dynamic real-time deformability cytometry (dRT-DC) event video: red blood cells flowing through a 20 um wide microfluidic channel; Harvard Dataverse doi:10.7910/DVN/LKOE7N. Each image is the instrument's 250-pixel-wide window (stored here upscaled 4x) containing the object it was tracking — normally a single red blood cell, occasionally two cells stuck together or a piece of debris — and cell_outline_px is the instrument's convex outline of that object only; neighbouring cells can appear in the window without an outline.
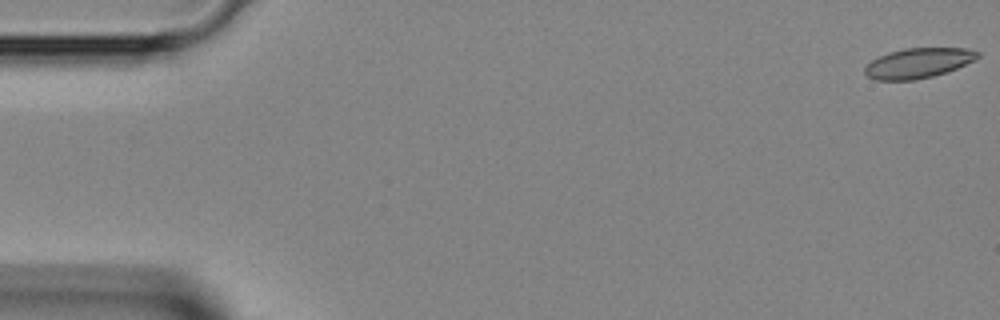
{"species": "Egyptian fruit bat (a non-hibernating species)", "species_latin": "Rousettus aegyptiacus", "temperature_condition": "room temperature", "stored_images_in_passage": 44, "camera_frame_rate_fps": 3000, "um_per_image_px": 0.085, "animal": {"sex": "female"}, "frame": {"image": 1, "passage_image": 1, "time_ms": 0.0, "image_size_px": [1000, 320], "cell_outline_px": [[980, 56], [956, 68], [932, 76], [916, 80], [876, 80], [868, 76], [864, 72], [864, 68], [872, 60], [888, 52], [904, 48], [964, 48], [980, 52]], "centroid_in_image_um": [78.01, 5.35], "position_along_channel_um": 7.0, "area_um2": 19.48}}
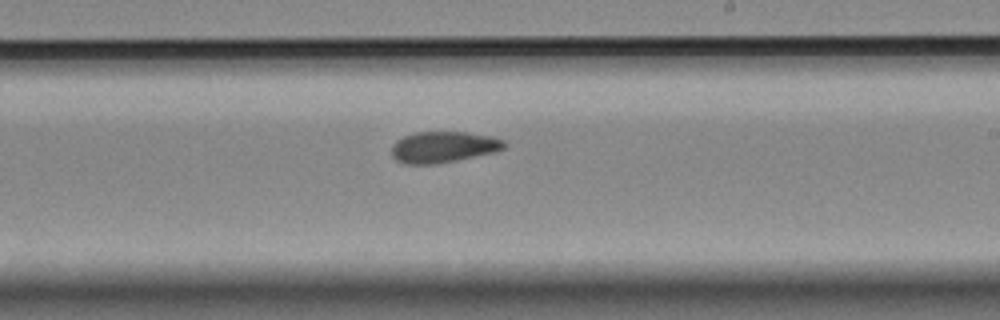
{"frame": {"image": 2, "passage_image": 26, "time_ms": 8.333, "image_size_px": [1000, 320], "cell_outline_px": [[508, 144], [504, 148], [496, 152], [456, 160], [432, 164], [404, 164], [396, 160], [392, 156], [392, 144], [396, 140], [404, 136], [416, 132], [464, 132], [492, 136], [504, 140]], "centroid_in_image_um": [37.69, 12.49], "position_along_channel_um": 251.3, "area_um2": 20.52}}
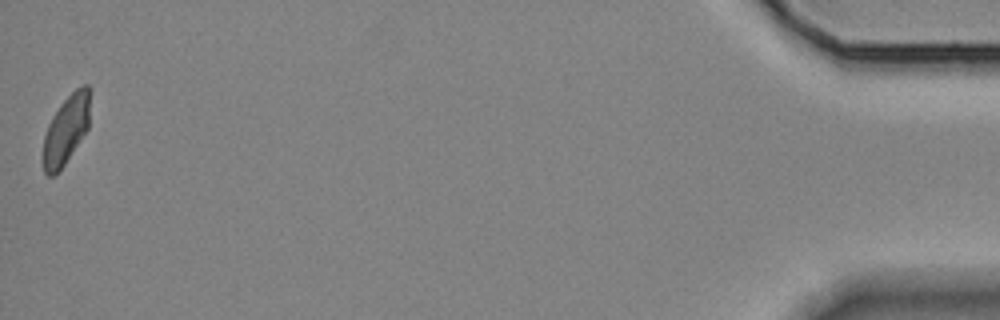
{"frame": {"image": 3, "passage_image": 44, "time_ms": 14.333, "image_size_px": [1000, 320], "cell_outline_px": [[92, 88], [88, 128], [64, 164], [52, 176], [48, 176], [44, 172], [40, 160], [44, 136], [48, 124], [52, 116], [60, 104], [76, 88], [84, 84], [88, 84]], "centroid_in_image_um": [5.61, 10.99], "position_along_channel_um": 429.6, "area_um2": 19.25}}